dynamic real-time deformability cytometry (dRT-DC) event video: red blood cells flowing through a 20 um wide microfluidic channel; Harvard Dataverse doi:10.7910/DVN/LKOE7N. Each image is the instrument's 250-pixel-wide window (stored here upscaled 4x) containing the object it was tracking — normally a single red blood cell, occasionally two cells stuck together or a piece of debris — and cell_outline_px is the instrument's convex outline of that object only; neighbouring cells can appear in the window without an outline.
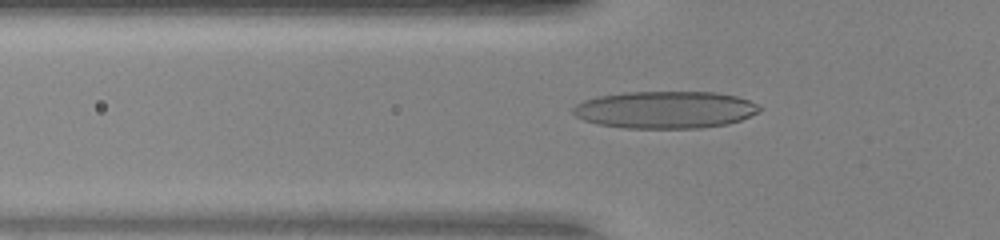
{"species": "human", "species_latin": "Homo sapiens", "temperature_condition": "warm", "stored_images_in_passage": 50, "camera_frame_rate_fps": 3000, "um_per_image_px": 0.085, "donor": {"sex": "female"}, "frame": {"image": 1, "passage_image": 18, "time_ms": 5.667, "image_size_px": [1000, 240], "cell_outline_px": [[764, 108], [760, 112], [740, 120], [728, 124], [700, 128], [624, 128], [596, 124], [584, 120], [576, 116], [572, 112], [572, 108], [576, 104], [584, 100], [596, 96], [624, 92], [716, 92], [736, 96], [748, 100]], "centroid_in_image_um": [56.54, 9.33], "position_along_channel_um": 69.3, "area_um2": 40.75}}
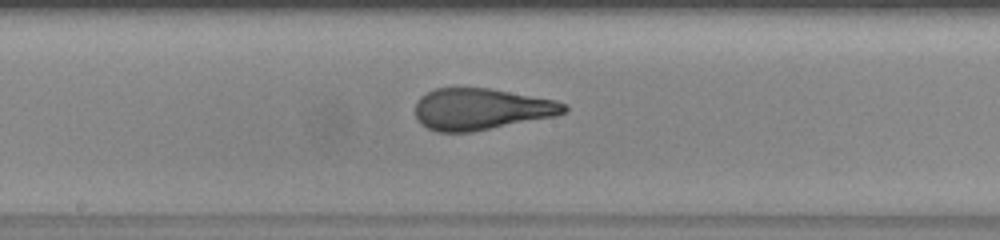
{"frame": {"image": 2, "passage_image": 28, "time_ms": 9.0, "image_size_px": [1000, 240], "cell_outline_px": [[568, 108], [564, 112], [556, 116], [472, 132], [436, 132], [420, 124], [416, 120], [416, 100], [420, 96], [436, 88], [488, 88], [556, 100], [568, 104]], "centroid_in_image_um": [40.89, 9.28], "position_along_channel_um": 207.3, "area_um2": 36.13}}
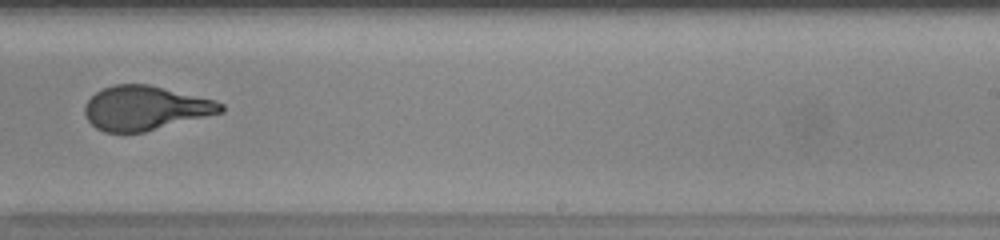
{"frame": {"image": 3, "passage_image": 33, "time_ms": 10.667, "image_size_px": [1000, 240], "cell_outline_px": [[224, 112], [144, 132], [104, 132], [96, 128], [88, 120], [84, 112], [84, 104], [96, 92], [112, 84], [148, 84], [216, 100], [224, 104]], "centroid_in_image_um": [12.35, 9.18], "position_along_channel_um": 276.6, "area_um2": 35.08}, "authors_computed_cell_mechanics": {"area_um2": 36.5585, "velocity_mm_per_s": 4.1852, "shape_relaxation_time_tau1_ms": 8.9295, "shape_relaxation_time_tau2_ms": null, "deformation_change_tau1": 0.3713, "deformation_change_tau2": null}}